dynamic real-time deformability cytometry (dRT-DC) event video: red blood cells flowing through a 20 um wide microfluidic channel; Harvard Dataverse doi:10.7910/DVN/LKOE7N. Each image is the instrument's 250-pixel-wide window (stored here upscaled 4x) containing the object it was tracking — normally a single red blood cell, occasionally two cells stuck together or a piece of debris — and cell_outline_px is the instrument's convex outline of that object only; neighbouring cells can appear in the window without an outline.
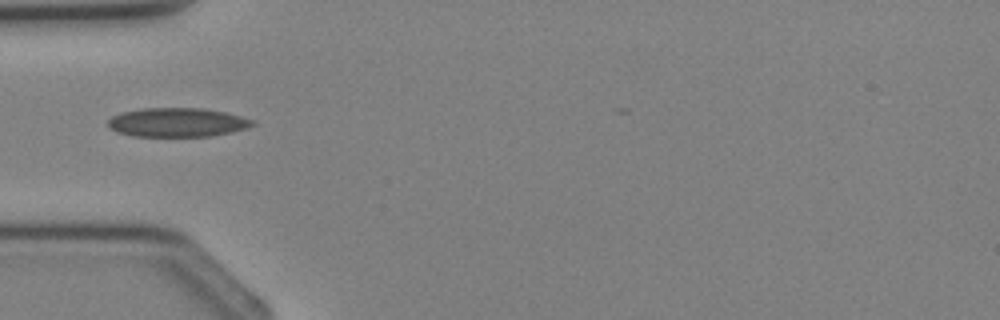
{"species": "Egyptian fruit bat (a non-hibernating species)", "species_latin": "Rousettus aegyptiacus", "temperature_condition": "cold", "stored_images_in_passage": 2, "camera_frame_rate_fps": 3000, "um_per_image_px": 0.085, "animal": {"sex": "female"}, "frame": {"image": 1, "passage_image": 2, "time_ms": 1.0, "image_size_px": [1000, 320], "cell_outline_px": [[256, 124], [248, 128], [232, 132], [212, 136], [132, 136], [116, 132], [108, 128], [108, 120], [112, 116], [120, 112], [140, 108], [204, 108], [224, 112], [256, 120]], "centroid_in_image_um": [15.06, 10.4], "position_along_channel_um": 69.9, "area_um2": 24.74}}